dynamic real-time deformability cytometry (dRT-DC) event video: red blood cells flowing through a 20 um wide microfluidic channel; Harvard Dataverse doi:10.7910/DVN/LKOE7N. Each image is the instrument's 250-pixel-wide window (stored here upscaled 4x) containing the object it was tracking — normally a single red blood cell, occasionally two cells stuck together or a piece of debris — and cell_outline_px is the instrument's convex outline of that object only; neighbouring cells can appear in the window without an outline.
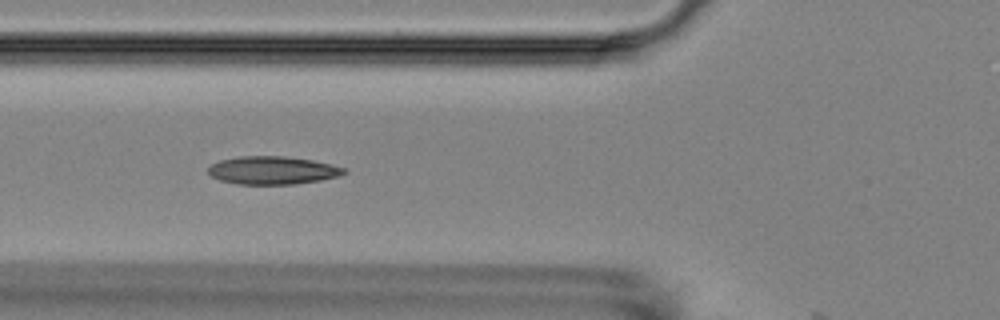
{"species": "Egyptian fruit bat (a non-hibernating species)", "species_latin": "Rousettus aegyptiacus", "temperature_condition": "room temperature", "stored_images_in_passage": 13, "camera_frame_rate_fps": 3000, "um_per_image_px": 0.085, "animal": {"sex": "female"}, "frame": {"image": 1, "passage_image": 3, "time_ms": 2.333, "image_size_px": [1000, 320], "cell_outline_px": [[348, 172], [340, 176], [320, 180], [296, 184], [236, 184], [220, 180], [212, 176], [208, 172], [208, 168], [212, 164], [220, 160], [240, 156], [284, 156], [312, 160], [332, 164], [344, 168]], "centroid_in_image_um": [23.19, 14.48], "position_along_channel_um": 102.6, "area_um2": 22.2}}
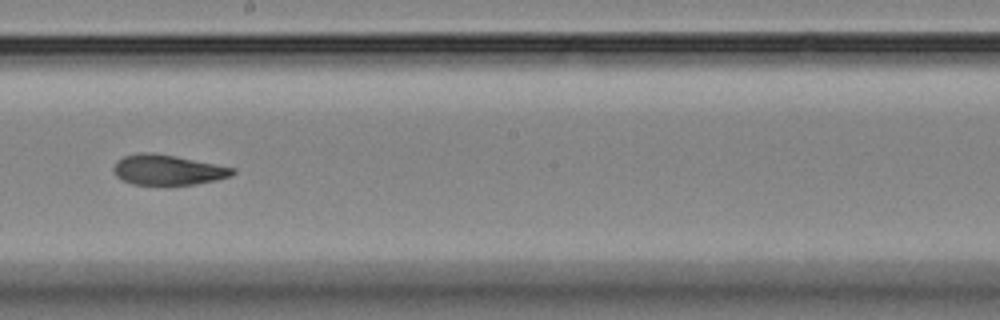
{"frame": {"image": 2, "passage_image": 6, "time_ms": 6.0, "image_size_px": [1000, 320], "cell_outline_px": [[236, 172], [232, 176], [216, 180], [196, 184], [168, 188], [132, 184], [116, 176], [112, 168], [124, 156], [140, 152], [152, 152], [176, 156], [236, 168]], "centroid_in_image_um": [14.29, 14.49], "position_along_channel_um": 233.9, "area_um2": 21.73}}
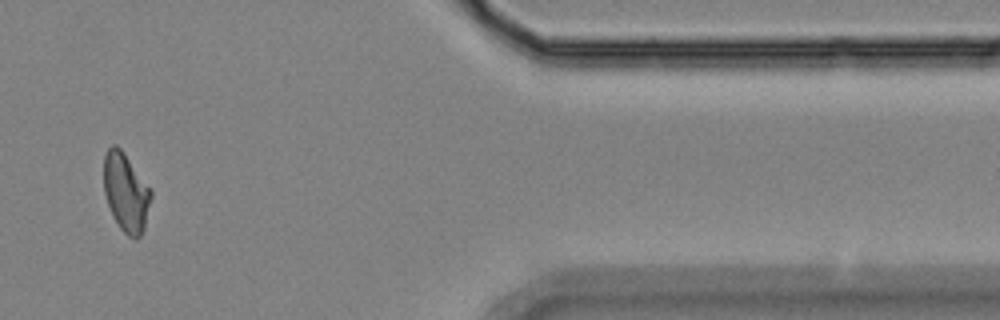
{"frame": {"image": 3, "passage_image": 11, "time_ms": 11.667, "image_size_px": [1000, 320], "cell_outline_px": [[152, 196], [144, 228], [140, 236], [136, 240], [128, 236], [120, 228], [112, 216], [104, 192], [104, 156], [108, 148], [112, 144], [116, 144], [120, 148], [152, 192]], "centroid_in_image_um": [10.69, 16.38], "position_along_channel_um": 400.7, "area_um2": 21.33}, "authors_computed_cell_mechanics": {"area_um2": 21.7328, "velocity_mm_per_s": 3.5727, "shape_relaxation_time_tau1_ms": null, "shape_relaxation_time_tau2_ms": 1.8315, "deformation_change_tau1": null, "deformation_change_tau2": 0.0483}}